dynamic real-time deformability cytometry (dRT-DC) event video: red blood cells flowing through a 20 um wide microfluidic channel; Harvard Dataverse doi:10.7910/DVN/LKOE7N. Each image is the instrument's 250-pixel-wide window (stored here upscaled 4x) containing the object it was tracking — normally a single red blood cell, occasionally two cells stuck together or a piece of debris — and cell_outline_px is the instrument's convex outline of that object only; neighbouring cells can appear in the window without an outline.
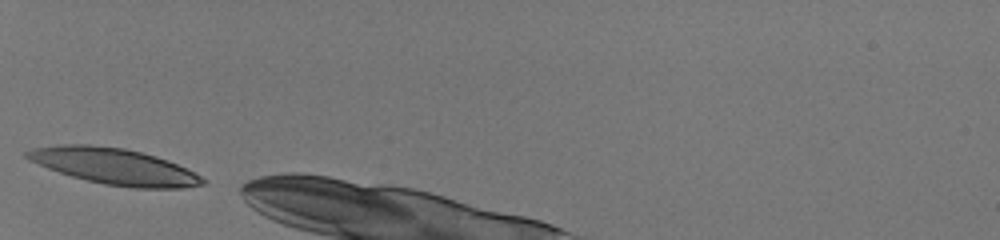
{"species": "human", "species_latin": "Homo sapiens", "temperature_condition": "room temperature", "stored_images_in_passage": 27, "camera_frame_rate_fps": 3000, "um_per_image_px": 0.085, "donor": {"sex": "male"}, "frame": {"image": 1, "passage_image": 1, "time_ms": 0.0, "image_size_px": [1000, 240], "cell_outline_px": [[208, 180], [204, 184], [180, 188], [136, 188], [104, 184], [72, 176], [48, 168], [28, 160], [24, 156], [24, 152], [32, 148], [60, 144], [88, 144], [124, 148], [156, 156], [168, 160]], "centroid_in_image_um": [9.67, 14.13], "position_along_channel_um": 75.3, "area_um2": 36.7}}
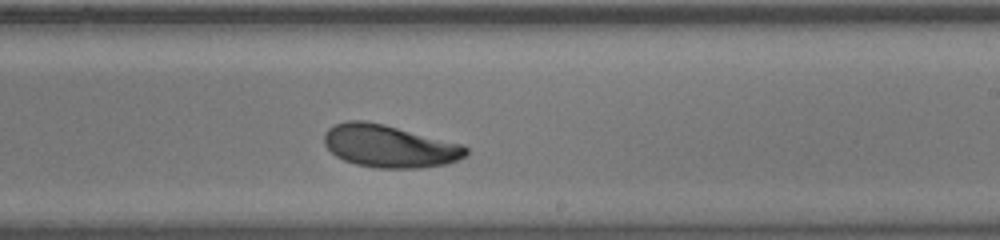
{"frame": {"image": 2, "passage_image": 15, "time_ms": 4.667, "image_size_px": [1000, 240], "cell_outline_px": [[468, 152], [464, 156], [456, 160], [444, 164], [420, 168], [376, 168], [356, 164], [344, 160], [336, 156], [324, 144], [324, 132], [328, 128], [336, 124], [348, 120], [364, 120], [384, 124], [460, 144], [468, 148]], "centroid_in_image_um": [33.05, 12.42], "position_along_channel_um": 256.0, "area_um2": 34.85}}
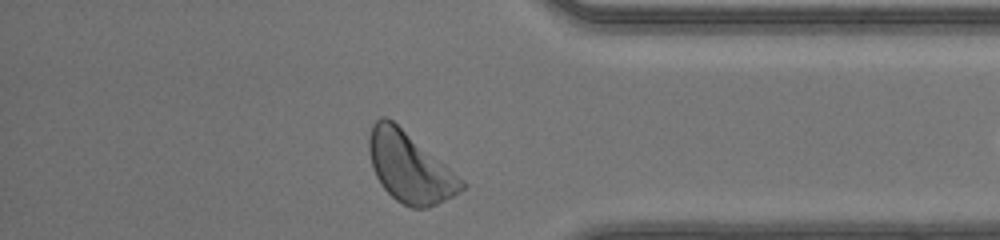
{"frame": {"image": 3, "passage_image": 26, "time_ms": 8.333, "image_size_px": [1000, 240], "cell_outline_px": [[468, 184], [460, 192], [428, 208], [412, 208], [396, 200], [380, 184], [372, 168], [368, 152], [368, 136], [372, 124], [380, 116], [384, 116], [392, 120], [464, 180]], "centroid_in_image_um": [34.8, 14.22], "position_along_channel_um": 400.4, "area_um2": 37.57}, "authors_computed_cell_mechanics": {"area_um2": 34.8534, "velocity_mm_per_s": 4.0886, "shape_relaxation_time_tau1_ms": 3.8892, "shape_relaxation_time_tau2_ms": 10.9289, "deformation_change_tau1": 0.1676, "deformation_change_tau2": 0.2309}}